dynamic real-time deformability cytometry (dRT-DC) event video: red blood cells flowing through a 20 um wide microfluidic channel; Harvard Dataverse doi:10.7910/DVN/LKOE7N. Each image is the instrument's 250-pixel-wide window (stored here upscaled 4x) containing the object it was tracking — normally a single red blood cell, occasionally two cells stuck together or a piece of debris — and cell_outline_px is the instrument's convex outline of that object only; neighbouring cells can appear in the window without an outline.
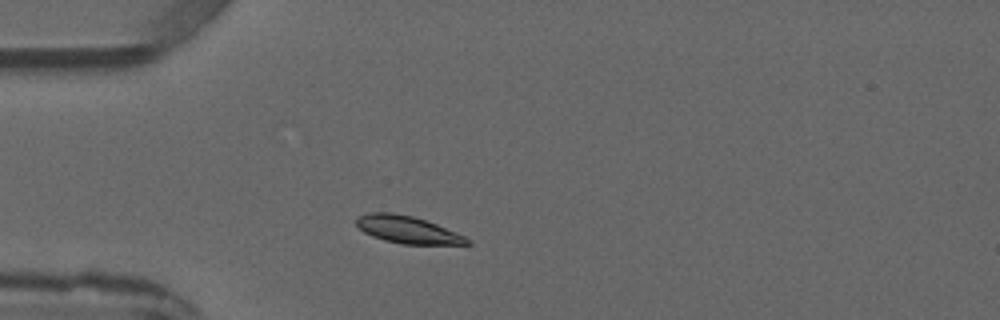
{"species": "common noctule bat (a hibernating species)", "species_latin": "Nyctalus noctula", "temperature_condition": "warm", "stored_images_in_passage": 1, "camera_frame_rate_fps": 3000, "um_per_image_px": 0.085, "animal": {"sex": "male", "forearm_length_mm": 52.5}, "frame": {"image": 1, "passage_image": 1, "time_ms": 0.0, "image_size_px": [1000, 320], "cell_outline_px": [[472, 244], [404, 244], [384, 240], [372, 236], [364, 232], [356, 224], [356, 220], [360, 216], [368, 212], [392, 212], [412, 216], [436, 224], [456, 232], [472, 240]], "centroid_in_image_um": [34.65, 19.52], "position_along_channel_um": 50.4, "area_um2": 17.46}}